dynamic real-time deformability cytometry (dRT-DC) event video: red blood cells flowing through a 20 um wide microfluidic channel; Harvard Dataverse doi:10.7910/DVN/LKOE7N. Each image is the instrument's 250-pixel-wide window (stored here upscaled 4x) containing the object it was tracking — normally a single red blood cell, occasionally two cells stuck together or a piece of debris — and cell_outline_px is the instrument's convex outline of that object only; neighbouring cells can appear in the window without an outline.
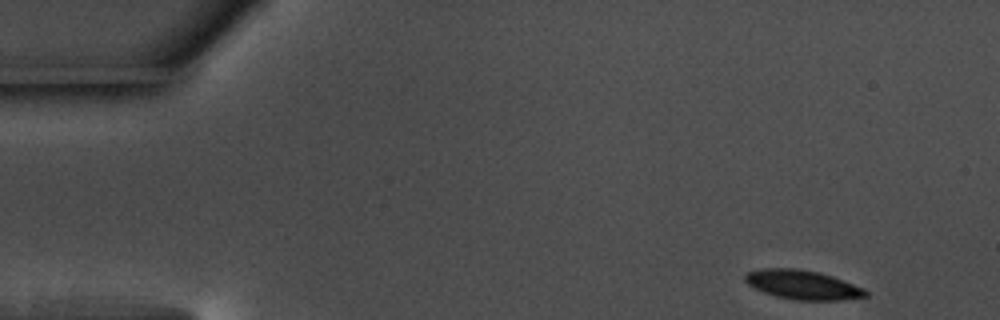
{"species": "common noctule bat (a hibernating species)", "species_latin": "Nyctalus noctula", "temperature_condition": "warm", "stored_images_in_passage": 52, "camera_frame_rate_fps": 3000, "um_per_image_px": 0.085, "animal": {"sex": "male", "body_mass_g": 17.5, "forearm_length_mm": 52.3}, "frame": {"image": 1, "passage_image": 1, "time_ms": 0.0, "image_size_px": [1000, 320], "cell_outline_px": [[868, 296], [840, 300], [796, 300], [776, 296], [764, 292], [748, 284], [744, 280], [744, 276], [748, 272], [760, 268], [796, 268], [820, 272], [832, 276], [864, 288], [868, 292]], "centroid_in_image_um": [68.23, 24.2], "position_along_channel_um": 16.8, "area_um2": 20.46}}
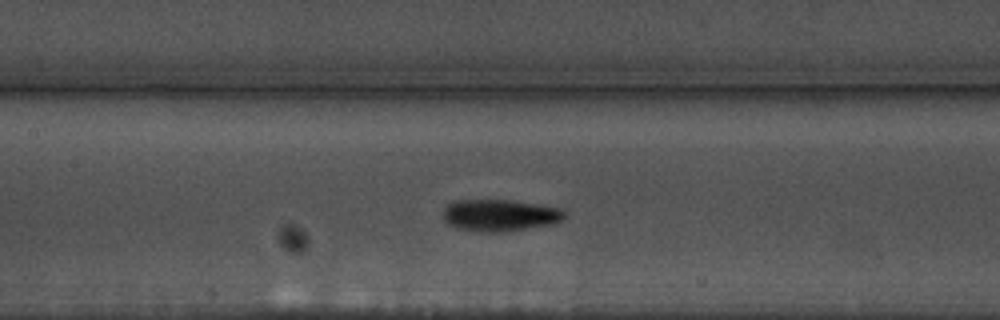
{"frame": {"image": 2, "passage_image": 22, "time_ms": 7.0, "image_size_px": [1000, 320], "cell_outline_px": [[564, 220], [552, 224], [528, 228], [500, 232], [480, 232], [456, 228], [448, 224], [444, 220], [444, 208], [448, 204], [456, 200], [512, 200], [560, 208], [564, 212]], "centroid_in_image_um": [42.47, 18.3], "position_along_channel_um": 164.9, "area_um2": 22.48}}
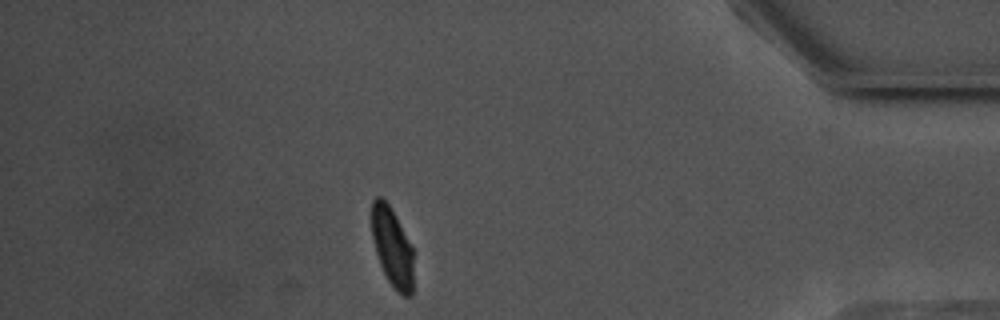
{"frame": {"image": 3, "passage_image": 45, "time_ms": 14.667, "image_size_px": [1000, 320], "cell_outline_px": [[412, 296], [404, 296], [396, 292], [388, 280], [380, 264], [376, 252], [372, 236], [372, 200], [376, 196], [380, 196], [392, 208], [412, 244]], "centroid_in_image_um": [33.34, 20.99], "position_along_channel_um": 401.9, "area_um2": 19.31}, "authors_computed_cell_mechanics": {"area_um2": 21.0681, "velocity_mm_per_s": 3.6388, "shape_relaxation_time_tau1_ms": 8.1927, "shape_relaxation_time_tau2_ms": 4.495, "deformation_change_tau1": 0.2361, "deformation_change_tau2": 0.0815}}